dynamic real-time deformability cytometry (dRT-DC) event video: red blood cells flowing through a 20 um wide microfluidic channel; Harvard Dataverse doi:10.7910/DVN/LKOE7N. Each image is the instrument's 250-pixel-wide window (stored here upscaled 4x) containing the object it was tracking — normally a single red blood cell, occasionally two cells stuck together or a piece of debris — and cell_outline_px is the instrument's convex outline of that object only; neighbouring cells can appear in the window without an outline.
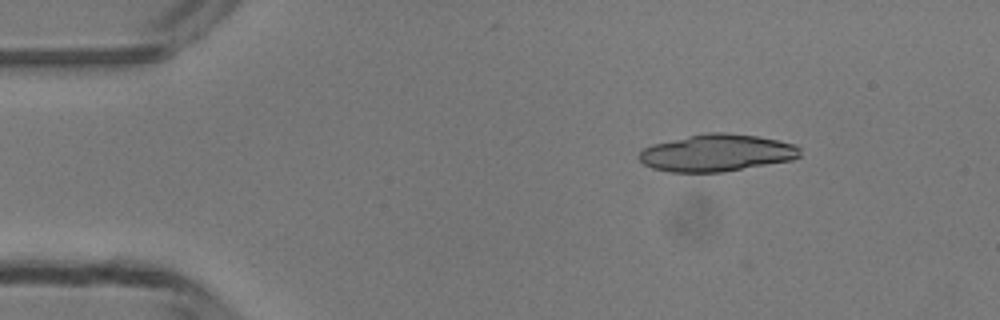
{"species": "common noctule bat (a hibernating species)", "species_latin": "Nyctalus noctula", "temperature_condition": "room temperature", "stored_images_in_passage": 12, "camera_frame_rate_fps": 3000, "um_per_image_px": 0.085, "animal": {"sex": "male", "body_mass_g": 13.3}, "frame": {"image": 1, "passage_image": 7, "time_ms": 2.0, "image_size_px": [1000, 320], "cell_outline_px": [[800, 156], [792, 160], [724, 172], [668, 172], [652, 168], [644, 164], [636, 156], [644, 148], [652, 144], [688, 136], [708, 132], [724, 132], [756, 136], [796, 144], [800, 148]], "centroid_in_image_um": [60.91, 13.0], "position_along_channel_um": 24.1, "area_um2": 34.85}}